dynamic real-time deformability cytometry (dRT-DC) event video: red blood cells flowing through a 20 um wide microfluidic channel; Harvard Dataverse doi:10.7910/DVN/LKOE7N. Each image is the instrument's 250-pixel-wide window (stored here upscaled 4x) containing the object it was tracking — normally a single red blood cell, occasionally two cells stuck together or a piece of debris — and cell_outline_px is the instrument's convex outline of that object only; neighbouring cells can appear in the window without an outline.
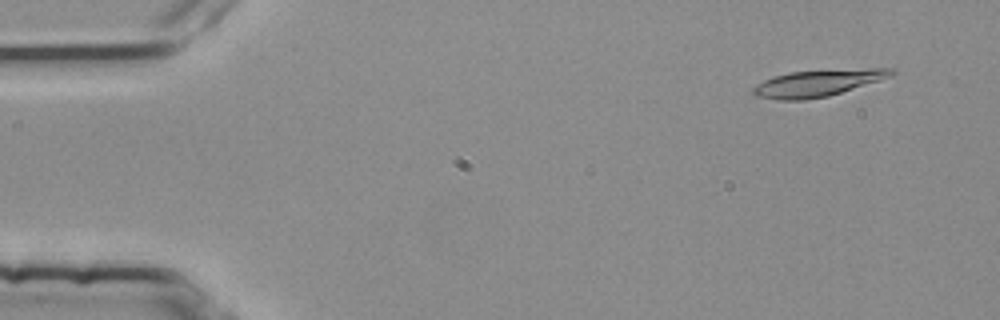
{"species": "common noctule bat (a hibernating species)", "species_latin": "Nyctalus noctula", "temperature_condition": "room temperature", "stored_images_in_passage": 54, "camera_frame_rate_fps": 3000, "um_per_image_px": 0.085, "animal": {"sex": "female", "body_mass_g": 25.1}, "frame": {"image": 1, "passage_image": 4, "time_ms": 1.0, "image_size_px": [1000, 320], "cell_outline_px": [[896, 72], [892, 76], [880, 80], [828, 96], [804, 100], [780, 100], [756, 96], [752, 92], [752, 88], [756, 84], [772, 76], [788, 72], [868, 68], [896, 68]], "centroid_in_image_um": [69.51, 7.05], "position_along_channel_um": 15.5, "area_um2": 21.5}}
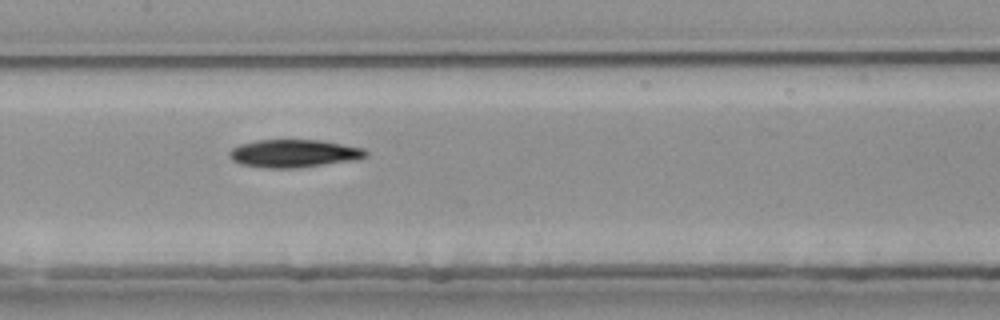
{"frame": {"image": 2, "passage_image": 26, "time_ms": 8.333, "image_size_px": [1000, 320], "cell_outline_px": [[368, 156], [360, 160], [292, 168], [268, 168], [240, 164], [232, 160], [228, 156], [228, 152], [232, 148], [240, 144], [256, 140], [324, 140], [364, 148], [368, 152]], "centroid_in_image_um": [25.02, 13.04], "position_along_channel_um": 182.4, "area_um2": 22.43}}
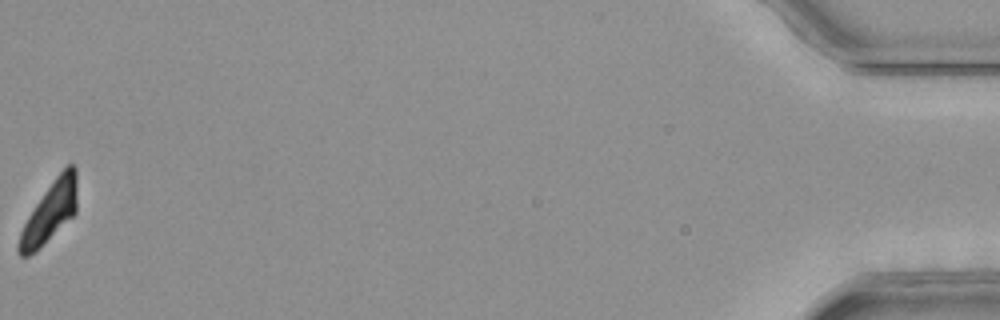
{"frame": {"image": 3, "passage_image": 54, "time_ms": 17.667, "image_size_px": [1000, 320], "cell_outline_px": [[76, 212], [72, 216], [28, 256], [20, 256], [16, 252], [16, 244], [20, 232], [28, 216], [44, 192], [56, 176], [68, 164], [76, 164]], "centroid_in_image_um": [4.21, 18.0], "position_along_channel_um": 431.0, "area_um2": 19.77}}